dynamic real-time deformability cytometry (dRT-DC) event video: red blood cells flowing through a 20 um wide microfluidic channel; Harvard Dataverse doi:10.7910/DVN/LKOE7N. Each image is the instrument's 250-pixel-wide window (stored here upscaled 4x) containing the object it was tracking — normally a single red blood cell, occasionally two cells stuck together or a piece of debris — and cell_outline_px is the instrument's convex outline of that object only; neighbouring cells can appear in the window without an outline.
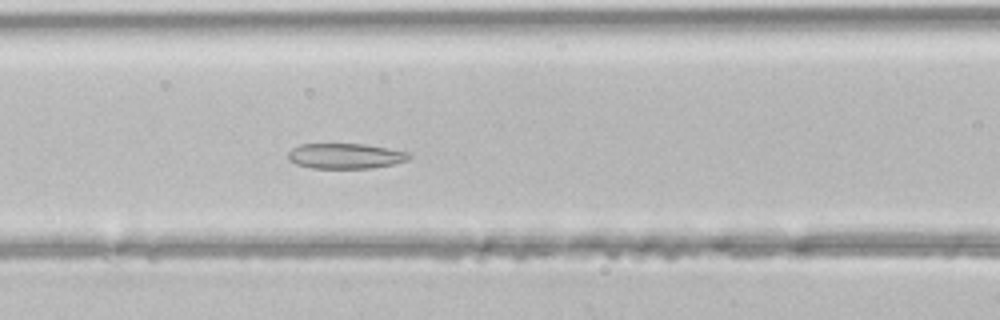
{"species": "common noctule bat (a hibernating species)", "species_latin": "Nyctalus noctula", "temperature_condition": "room temperature", "stored_images_in_passage": 27, "camera_frame_rate_fps": 3000, "um_per_image_px": 0.085, "animal": {"sex": "male", "body_mass_g": 21.5, "forearm_length_mm": 52.0}, "frame": {"image": 1, "passage_image": 9, "time_ms": 2.667, "image_size_px": [1000, 320], "cell_outline_px": [[412, 156], [408, 160], [392, 164], [372, 168], [312, 168], [296, 164], [288, 160], [288, 152], [292, 148], [300, 144], [364, 144], [412, 152]], "centroid_in_image_um": [29.38, 13.25], "position_along_channel_um": 137.2, "area_um2": 17.98}}
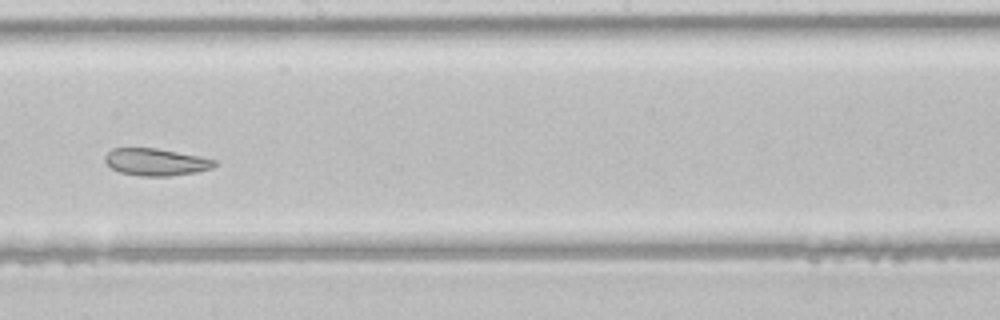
{"frame": {"image": 2, "passage_image": 16, "time_ms": 5.0, "image_size_px": [1000, 320], "cell_outline_px": [[216, 164], [212, 168], [196, 172], [168, 176], [140, 176], [120, 172], [112, 168], [104, 160], [104, 156], [112, 148], [156, 148], [200, 156], [216, 160]], "centroid_in_image_um": [13.25, 13.77], "position_along_channel_um": 235.0, "area_um2": 17.28}}
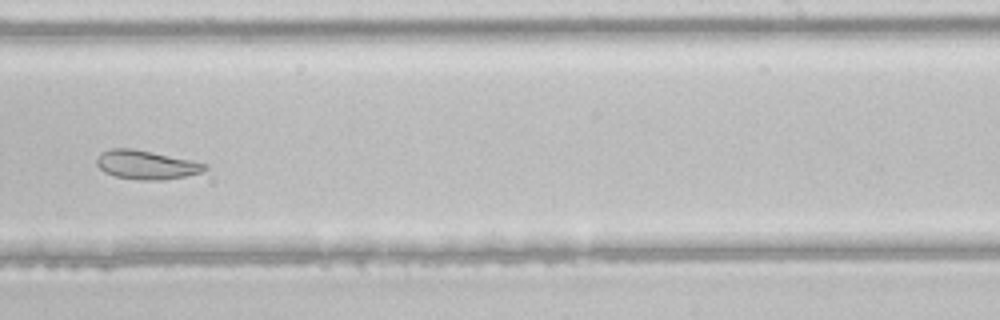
{"frame": {"image": 3, "passage_image": 19, "time_ms": 6.0, "image_size_px": [1000, 320], "cell_outline_px": [[208, 168], [200, 172], [184, 176], [160, 180], [140, 180], [116, 176], [104, 172], [96, 164], [96, 160], [100, 152], [112, 148], [132, 148], [192, 160], [208, 164]], "centroid_in_image_um": [12.41, 14.0], "position_along_channel_um": 276.6, "area_um2": 18.09}}